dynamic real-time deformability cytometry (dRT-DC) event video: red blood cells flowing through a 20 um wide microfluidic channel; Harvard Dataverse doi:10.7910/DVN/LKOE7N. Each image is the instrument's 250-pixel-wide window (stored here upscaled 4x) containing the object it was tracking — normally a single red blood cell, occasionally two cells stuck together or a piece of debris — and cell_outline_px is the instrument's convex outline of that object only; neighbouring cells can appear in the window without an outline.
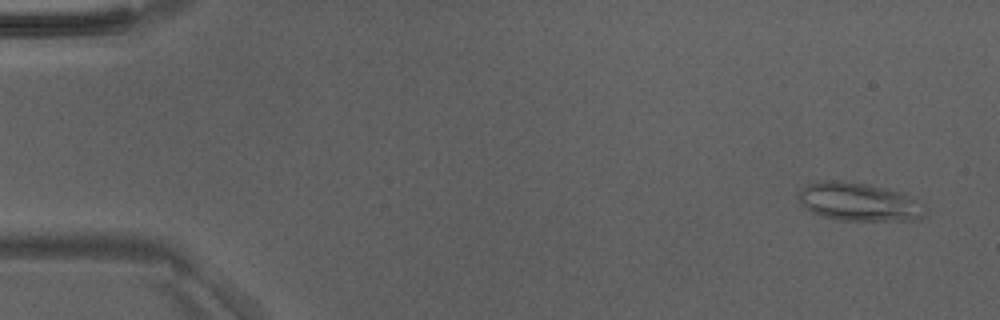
{"species": "Egyptian fruit bat (a non-hibernating species)", "species_latin": "Rousettus aegyptiacus", "temperature_condition": "room temperature", "stored_images_in_passage": 50, "segment_of_instrument_passage": [1, 2], "camera_frame_rate_fps": 3000, "um_per_image_px": 0.085, "animal": {"sex": "male"}, "frame": {"image": 1, "passage_image": 3, "time_ms": 0.667, "image_size_px": [1000, 320], "cell_outline_px": [[928, 212], [924, 216], [904, 220], [840, 220], [824, 216], [812, 212], [804, 208], [800, 204], [800, 192], [808, 184], [824, 180], [840, 180], [864, 184], [896, 192], [928, 208]], "centroid_in_image_um": [72.94, 17.17], "position_along_channel_um": 12.1, "area_um2": 27.28}}
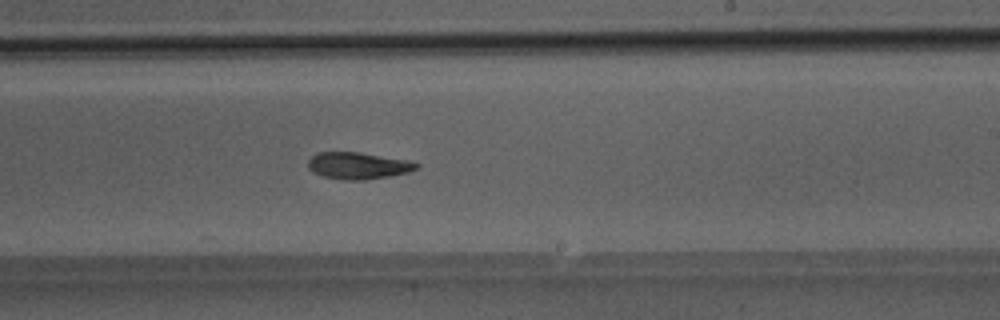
{"frame": {"image": 2, "passage_image": 30, "time_ms": 9.667, "image_size_px": [1000, 320], "cell_outline_px": [[420, 168], [408, 172], [388, 176], [364, 180], [340, 180], [324, 176], [312, 172], [308, 168], [308, 160], [312, 156], [320, 152], [360, 152], [408, 160], [420, 164]], "centroid_in_image_um": [30.44, 14.08], "position_along_channel_um": 258.6, "area_um2": 16.99}}
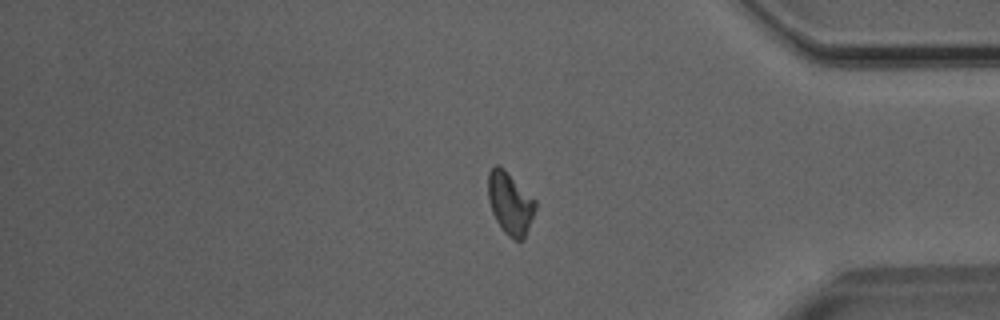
{"frame": {"image": 3, "passage_image": 41, "time_ms": 13.333, "image_size_px": [1000, 320], "cell_outline_px": [[536, 208], [524, 240], [516, 240], [508, 236], [504, 232], [496, 220], [492, 212], [488, 200], [488, 172], [496, 164], [504, 168], [536, 200]], "centroid_in_image_um": [43.36, 17.27], "position_along_channel_um": 391.8, "area_um2": 17.22}}